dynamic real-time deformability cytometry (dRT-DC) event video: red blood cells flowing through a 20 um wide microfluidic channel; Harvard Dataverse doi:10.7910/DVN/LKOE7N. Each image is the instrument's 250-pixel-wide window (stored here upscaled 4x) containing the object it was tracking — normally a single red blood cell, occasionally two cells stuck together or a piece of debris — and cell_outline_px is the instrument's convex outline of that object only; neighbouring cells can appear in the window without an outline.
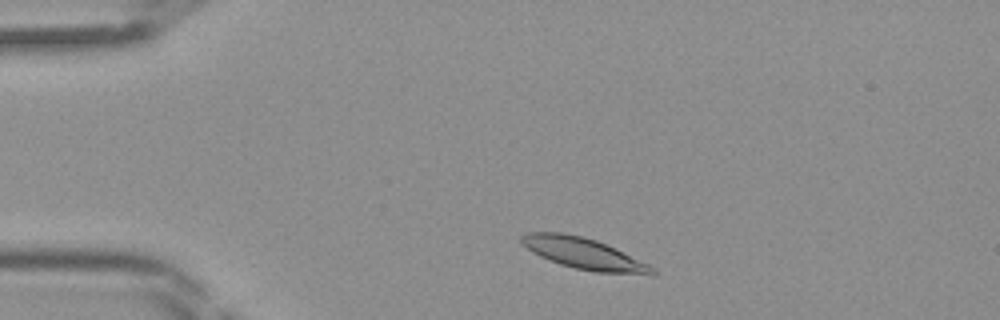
{"species": "Egyptian fruit bat (a non-hibernating species)", "species_latin": "Rousettus aegyptiacus", "temperature_condition": "room temperature", "stored_images_in_passage": 38, "camera_frame_rate_fps": 3000, "um_per_image_px": 0.085, "frame": {"image": 1, "passage_image": 3, "time_ms": 0.667, "image_size_px": [1000, 320], "cell_outline_px": [[656, 272], [652, 276], [596, 272], [576, 268], [560, 264], [548, 260], [532, 252], [520, 240], [520, 236], [528, 232], [560, 232], [584, 236], [596, 240], [616, 248], [656, 268]], "centroid_in_image_um": [49.68, 21.56], "position_along_channel_um": 35.3, "area_um2": 23.99}}
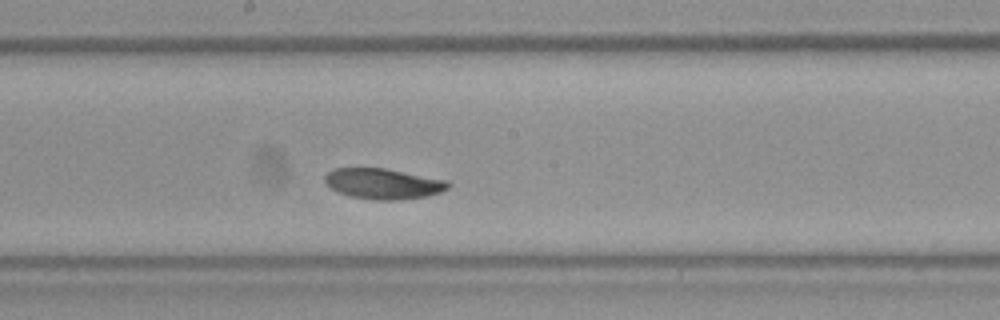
{"frame": {"image": 2, "passage_image": 18, "time_ms": 5.667, "image_size_px": [1000, 320], "cell_outline_px": [[452, 184], [448, 188], [440, 192], [428, 196], [396, 200], [376, 200], [348, 196], [332, 188], [324, 180], [324, 176], [332, 168], [384, 168], [448, 180]], "centroid_in_image_um": [32.59, 15.61], "position_along_channel_um": 215.6, "area_um2": 21.96}}
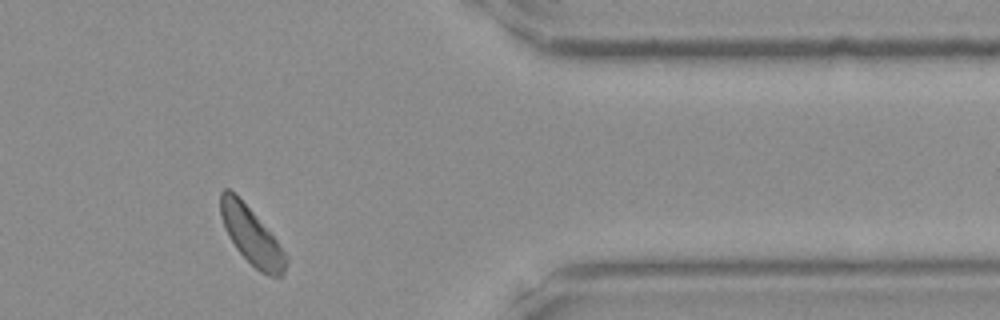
{"frame": {"image": 3, "passage_image": 31, "time_ms": 10.0, "image_size_px": [1000, 320], "cell_outline_px": [[288, 260], [284, 272], [280, 276], [268, 276], [260, 272], [236, 248], [228, 236], [220, 216], [220, 192], [224, 188], [228, 188], [252, 212], [276, 240], [288, 256]], "centroid_in_image_um": [21.37, 20.07], "position_along_channel_um": 390.0, "area_um2": 21.21}}